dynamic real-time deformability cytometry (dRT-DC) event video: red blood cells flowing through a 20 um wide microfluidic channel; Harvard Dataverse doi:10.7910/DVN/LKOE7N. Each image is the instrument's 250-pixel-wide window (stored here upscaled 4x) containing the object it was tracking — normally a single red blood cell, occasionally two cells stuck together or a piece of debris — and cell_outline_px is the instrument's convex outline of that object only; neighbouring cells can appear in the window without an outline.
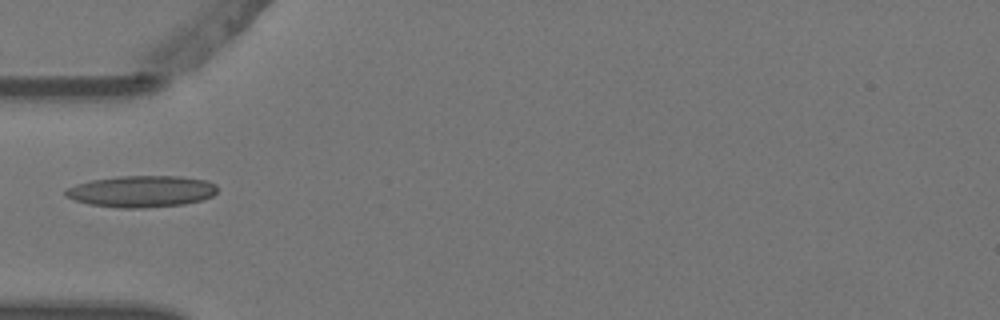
{"species": "Egyptian fruit bat (a non-hibernating species)", "species_latin": "Rousettus aegyptiacus", "temperature_condition": "warm", "stored_images_in_passage": 6, "camera_frame_rate_fps": 3000, "um_per_image_px": 0.085, "animal": {"sex": "female"}, "frame": {"image": 1, "passage_image": 5, "time_ms": 1.333, "image_size_px": [1000, 320], "cell_outline_px": [[216, 192], [212, 196], [200, 200], [184, 204], [144, 208], [116, 208], [88, 204], [76, 200], [68, 196], [64, 192], [68, 188], [76, 184], [92, 180], [120, 176], [180, 176], [208, 180], [216, 184]], "centroid_in_image_um": [12.06, 16.27], "position_along_channel_um": 72.9, "area_um2": 27.86}}
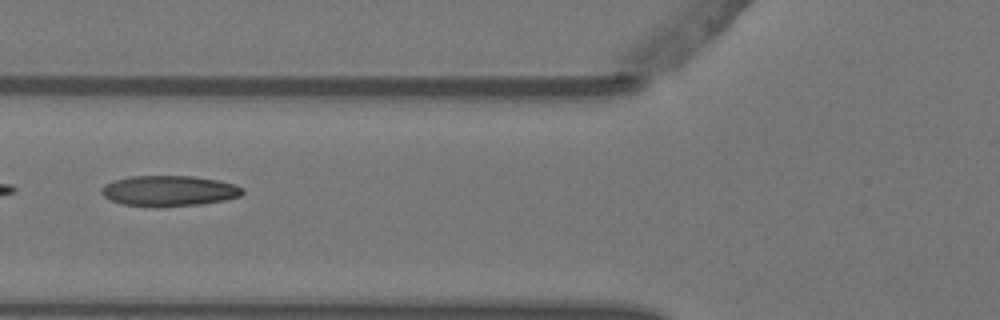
{"frame": {"image": 2, "passage_image": 6, "time_ms": 1.667, "image_size_px": [1000, 320], "cell_outline_px": [[244, 192], [240, 196], [224, 200], [200, 204], [160, 208], [156, 208], [120, 204], [104, 196], [100, 192], [100, 188], [104, 184], [112, 180], [132, 176], [192, 176], [220, 180], [236, 184], [244, 188]], "centroid_in_image_um": [14.35, 16.23], "position_along_channel_um": 111.4, "area_um2": 25.66}}